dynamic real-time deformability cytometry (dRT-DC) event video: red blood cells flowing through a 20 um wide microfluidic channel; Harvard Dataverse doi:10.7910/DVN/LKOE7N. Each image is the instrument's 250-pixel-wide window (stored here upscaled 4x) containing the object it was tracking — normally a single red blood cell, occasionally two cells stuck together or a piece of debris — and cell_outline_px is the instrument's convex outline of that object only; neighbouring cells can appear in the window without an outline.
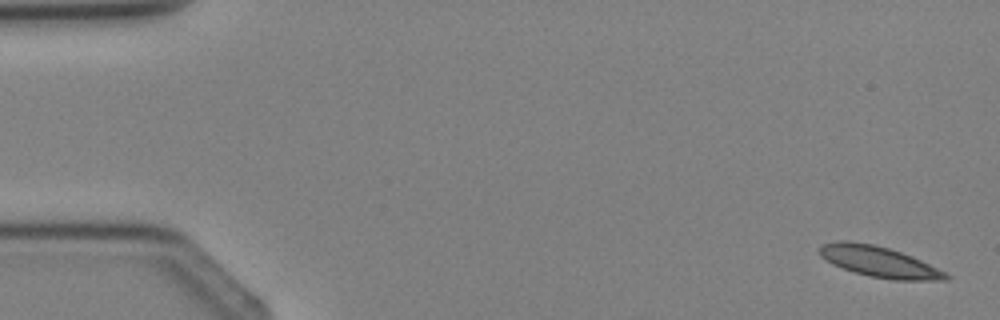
{"species": "Egyptian fruit bat (a non-hibernating species)", "species_latin": "Rousettus aegyptiacus", "temperature_condition": "cold", "stored_images_in_passage": 3, "camera_frame_rate_fps": 3000, "um_per_image_px": 0.085, "animal": {"sex": "female"}, "frame": {"image": 1, "passage_image": 1, "time_ms": 0.0, "image_size_px": [1000, 320], "cell_outline_px": [[952, 276], [948, 280], [892, 280], [868, 276], [832, 264], [820, 256], [820, 248], [824, 244], [836, 240], [848, 240], [872, 244], [888, 248], [912, 256]], "centroid_in_image_um": [74.72, 22.25], "position_along_channel_um": 10.3, "area_um2": 22.43}}